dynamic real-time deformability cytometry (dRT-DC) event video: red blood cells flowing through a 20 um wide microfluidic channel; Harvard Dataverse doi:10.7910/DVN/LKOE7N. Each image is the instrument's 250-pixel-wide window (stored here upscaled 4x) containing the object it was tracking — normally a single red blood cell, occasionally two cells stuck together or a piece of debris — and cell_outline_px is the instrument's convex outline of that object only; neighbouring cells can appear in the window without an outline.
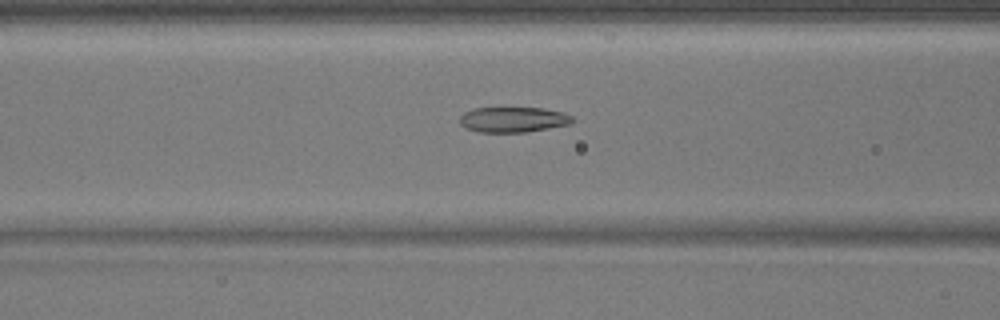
{"species": "common noctule bat (a hibernating species)", "species_latin": "Nyctalus noctula", "temperature_condition": "warm", "stored_images_in_passage": 41, "camera_frame_rate_fps": 3000, "um_per_image_px": 0.085, "animal": {"sex": "male", "body_mass_g": 17.9}, "frame": {"image": 1, "passage_image": 11, "time_ms": 3.333, "image_size_px": [1000, 320], "cell_outline_px": [[572, 120], [568, 124], [548, 128], [524, 132], [480, 132], [464, 128], [460, 124], [460, 116], [464, 112], [472, 108], [544, 108], [564, 112], [572, 116]], "centroid_in_image_um": [43.57, 10.16], "position_along_channel_um": 123.0, "area_um2": 16.59}}
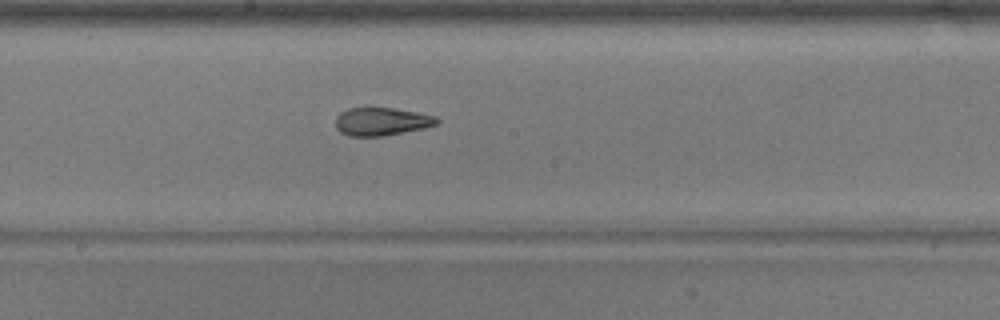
{"frame": {"image": 2, "passage_image": 18, "time_ms": 5.667, "image_size_px": [1000, 320], "cell_outline_px": [[440, 120], [436, 124], [424, 128], [384, 136], [348, 136], [340, 132], [336, 128], [336, 116], [340, 112], [348, 108], [392, 108], [416, 112], [436, 116]], "centroid_in_image_um": [32.41, 10.33], "position_along_channel_um": 215.8, "area_um2": 16.53}}
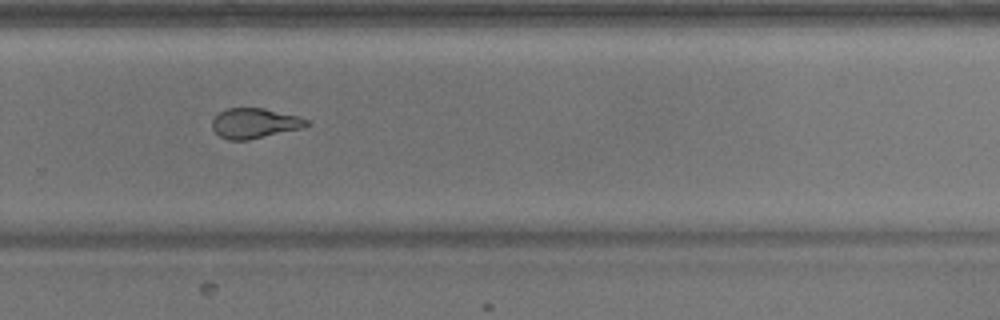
{"frame": {"image": 3, "passage_image": 25, "time_ms": 8.0, "image_size_px": [1000, 320], "cell_outline_px": [[312, 124], [300, 128], [248, 140], [228, 140], [220, 136], [212, 128], [212, 120], [220, 112], [228, 108], [264, 108], [300, 116], [308, 120]], "centroid_in_image_um": [21.66, 10.47], "position_along_channel_um": 308.1, "area_um2": 16.47}}